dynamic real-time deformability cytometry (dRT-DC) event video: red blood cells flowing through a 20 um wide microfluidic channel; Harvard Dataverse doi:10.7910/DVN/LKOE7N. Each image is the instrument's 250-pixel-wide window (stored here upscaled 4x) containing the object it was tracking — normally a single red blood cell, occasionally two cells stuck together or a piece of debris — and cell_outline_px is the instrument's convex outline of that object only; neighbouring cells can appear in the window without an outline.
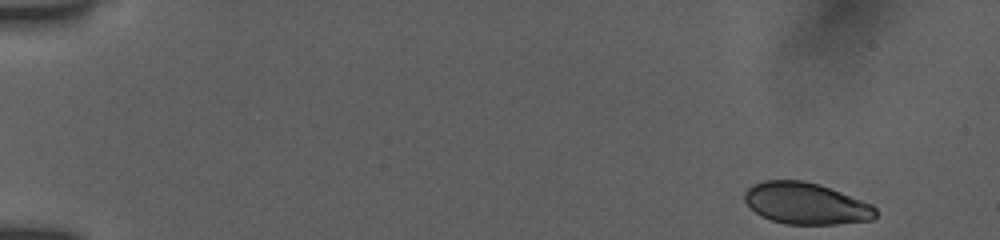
{"species": "human", "species_latin": "Homo sapiens", "temperature_condition": "room temperature", "stored_images_in_passage": 19, "camera_frame_rate_fps": 3000, "um_per_image_px": 0.085, "donor": {"sex": "female"}, "frame": {"image": 1, "passage_image": 1, "time_ms": 0.0, "image_size_px": [1000, 240], "cell_outline_px": [[876, 216], [872, 220], [836, 224], [784, 224], [760, 216], [744, 200], [744, 192], [752, 184], [764, 180], [804, 180], [820, 184], [872, 204], [876, 208]], "centroid_in_image_um": [68.5, 17.29], "position_along_channel_um": 16.5, "area_um2": 31.85}}
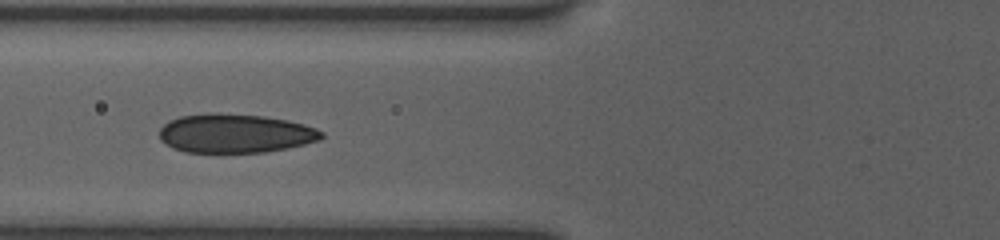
{"frame": {"image": 2, "passage_image": 12, "time_ms": 6.0, "image_size_px": [1000, 240], "cell_outline_px": [[324, 136], [320, 140], [288, 148], [264, 152], [184, 152], [172, 148], [160, 140], [160, 128], [168, 120], [180, 116], [208, 112], [216, 112], [264, 116], [288, 120], [304, 124], [316, 128], [324, 132]], "centroid_in_image_um": [19.98, 11.33], "position_along_channel_um": 105.8, "area_um2": 37.17}}
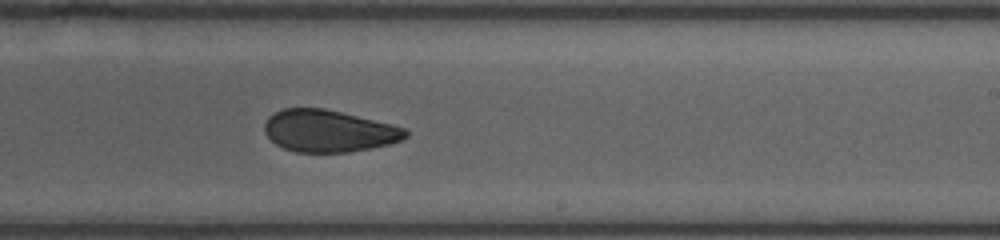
{"frame": {"image": 3, "passage_image": 19, "time_ms": 10.0, "image_size_px": [1000, 240], "cell_outline_px": [[408, 136], [404, 140], [372, 148], [348, 152], [296, 152], [284, 148], [276, 144], [264, 132], [264, 124], [268, 116], [284, 108], [324, 108], [408, 128]], "centroid_in_image_um": [27.96, 11.13], "position_along_channel_um": 261.0, "area_um2": 34.56}}